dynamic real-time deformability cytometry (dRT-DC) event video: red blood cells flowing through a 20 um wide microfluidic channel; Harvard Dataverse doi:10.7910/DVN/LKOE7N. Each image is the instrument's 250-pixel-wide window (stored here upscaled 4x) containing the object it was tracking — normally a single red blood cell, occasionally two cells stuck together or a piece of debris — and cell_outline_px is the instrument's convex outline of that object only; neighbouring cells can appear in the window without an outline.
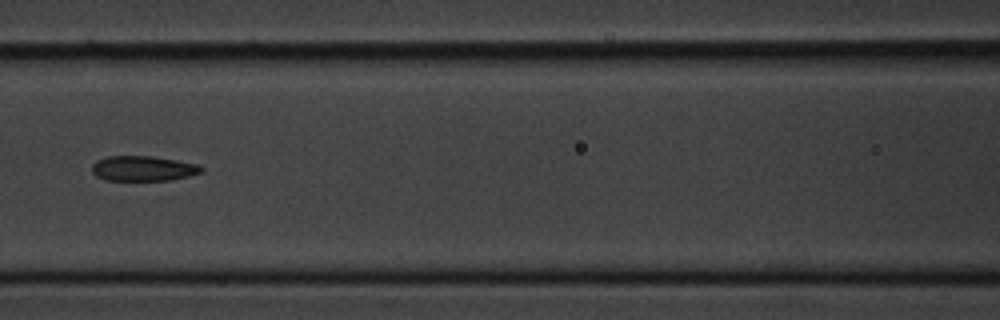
{"species": "common noctule bat (a hibernating species)", "species_latin": "Nyctalus noctula", "temperature_condition": "cold", "stored_images_in_passage": 7, "camera_frame_rate_fps": 3000, "um_per_image_px": 0.085, "animal": {"sex": "male", "body_mass_g": 20.1, "forearm_length_mm": 53.5}, "frame": {"image": 1, "passage_image": 7, "time_ms": 8.0, "image_size_px": [1000, 320], "cell_outline_px": [[204, 168], [200, 172], [188, 176], [168, 180], [104, 180], [96, 176], [92, 172], [92, 164], [96, 160], [108, 156], [152, 156], [200, 164]], "centroid_in_image_um": [12.14, 14.31], "position_along_channel_um": 154.5, "area_um2": 16.01}}